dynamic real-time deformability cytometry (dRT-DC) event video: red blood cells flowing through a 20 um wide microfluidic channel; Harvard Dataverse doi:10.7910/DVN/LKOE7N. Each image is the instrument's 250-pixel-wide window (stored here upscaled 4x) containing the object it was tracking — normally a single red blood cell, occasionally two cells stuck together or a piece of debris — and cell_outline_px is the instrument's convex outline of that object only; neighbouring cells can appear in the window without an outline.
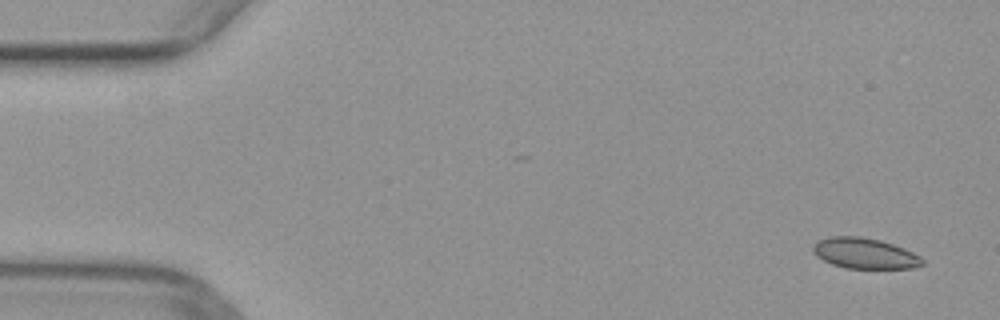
{"species": "common noctule bat (a hibernating species)", "species_latin": "Nyctalus noctula", "temperature_condition": "warm", "stored_images_in_passage": 5, "camera_frame_rate_fps": 3000, "um_per_image_px": 0.085, "animal": {"sex": "female", "body_mass_g": 29.2, "forearm_length_mm": 56.3}, "frame": {"image": 1, "passage_image": 1, "time_ms": 0.0, "image_size_px": [1000, 320], "cell_outline_px": [[924, 264], [912, 268], [844, 268], [832, 264], [816, 256], [812, 252], [812, 244], [816, 240], [828, 236], [860, 236], [880, 240], [904, 248], [920, 256], [924, 260]], "centroid_in_image_um": [73.45, 21.52], "position_along_channel_um": 11.6, "area_um2": 19.71}}